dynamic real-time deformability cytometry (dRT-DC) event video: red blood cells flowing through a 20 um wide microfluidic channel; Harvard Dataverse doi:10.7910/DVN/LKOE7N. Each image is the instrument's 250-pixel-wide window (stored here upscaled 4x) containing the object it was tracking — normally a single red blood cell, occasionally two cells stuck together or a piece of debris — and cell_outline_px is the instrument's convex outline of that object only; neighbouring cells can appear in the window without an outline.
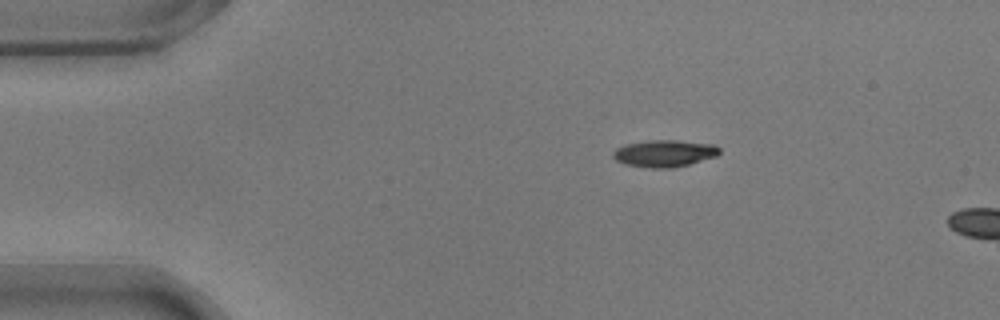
{"species": "common noctule bat (a hibernating species)", "species_latin": "Nyctalus noctula", "temperature_condition": "warm", "stored_images_in_passage": 4, "camera_frame_rate_fps": 3000, "um_per_image_px": 0.085, "animal": {"sex": "male", "body_mass_g": 17.9}, "frame": {"image": 1, "passage_image": 1, "time_ms": 0.0, "image_size_px": [1000, 320], "cell_outline_px": [[720, 152], [716, 156], [688, 164], [672, 168], [648, 168], [624, 164], [616, 160], [612, 156], [612, 152], [616, 148], [624, 144], [648, 140], [676, 140], [712, 144], [720, 148]], "centroid_in_image_um": [56.43, 13.03], "position_along_channel_um": 28.6, "area_um2": 16.76}}